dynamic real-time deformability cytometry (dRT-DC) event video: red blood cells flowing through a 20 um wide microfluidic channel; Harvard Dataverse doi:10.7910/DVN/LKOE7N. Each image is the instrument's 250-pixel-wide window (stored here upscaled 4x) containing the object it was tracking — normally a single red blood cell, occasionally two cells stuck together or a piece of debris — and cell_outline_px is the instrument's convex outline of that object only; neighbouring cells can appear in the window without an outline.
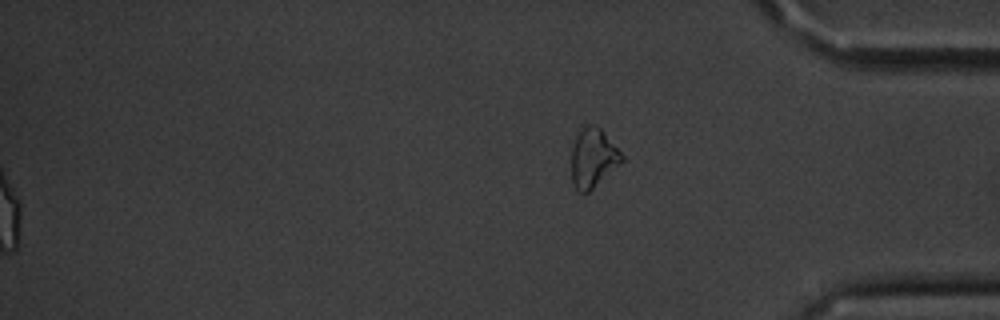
{"species": "common noctule bat (a hibernating species)", "species_latin": "Nyctalus noctula", "temperature_condition": "cold", "stored_images_in_passage": 50, "segment_of_instrument_passage": [2, 2], "camera_frame_rate_fps": 3000, "um_per_image_px": 0.085, "animal": {"sex": "male", "body_mass_g": 20.1, "forearm_length_mm": 53.5}, "frame": {"image": 1, "passage_image": 50, "time_ms": 16.333, "image_size_px": [1000, 320], "cell_outline_px": [[624, 160], [588, 192], [580, 192], [576, 188], [572, 180], [572, 148], [576, 136], [584, 124], [592, 124], [600, 128], [604, 132], [624, 156]], "centroid_in_image_um": [50.41, 13.39], "position_along_channel_um": 384.8, "area_um2": 17.05}}